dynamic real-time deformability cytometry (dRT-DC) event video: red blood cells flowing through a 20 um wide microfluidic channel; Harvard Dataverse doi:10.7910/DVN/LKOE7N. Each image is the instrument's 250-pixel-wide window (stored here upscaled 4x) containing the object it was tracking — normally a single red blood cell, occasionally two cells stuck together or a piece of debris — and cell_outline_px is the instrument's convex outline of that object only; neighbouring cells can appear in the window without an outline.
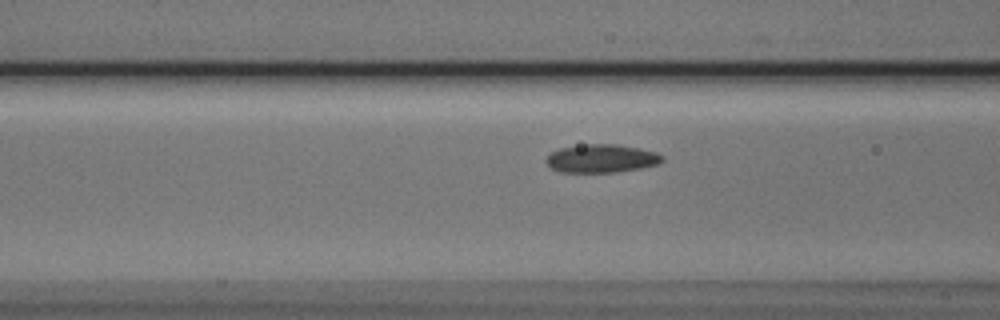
{"species": "Egyptian fruit bat (a non-hibernating species)", "species_latin": "Rousettus aegyptiacus", "temperature_condition": "cold", "stored_images_in_passage": 8, "camera_frame_rate_fps": 3000, "um_per_image_px": 0.085, "animal": {"sex": "male"}, "frame": {"image": 1, "passage_image": 5, "time_ms": 1.333, "image_size_px": [1000, 320], "cell_outline_px": [[664, 160], [656, 164], [640, 168], [616, 172], [560, 172], [552, 168], [544, 160], [552, 152], [560, 148], [584, 144], [616, 144], [640, 148], [656, 152], [664, 156]], "centroid_in_image_um": [51.13, 13.46], "position_along_channel_um": 115.5, "area_um2": 19.07}}